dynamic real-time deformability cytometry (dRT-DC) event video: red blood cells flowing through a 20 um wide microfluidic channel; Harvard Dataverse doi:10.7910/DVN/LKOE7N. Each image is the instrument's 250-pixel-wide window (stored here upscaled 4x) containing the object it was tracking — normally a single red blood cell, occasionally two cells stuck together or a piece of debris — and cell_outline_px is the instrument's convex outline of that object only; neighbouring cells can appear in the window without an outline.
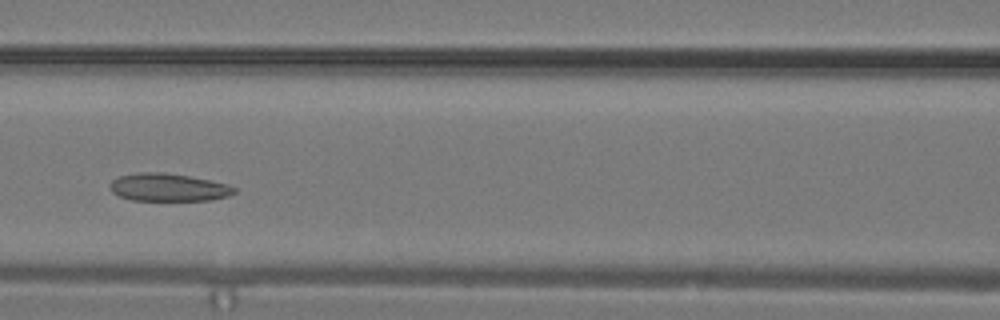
{"species": "common noctule bat (a hibernating species)", "species_latin": "Nyctalus noctula", "temperature_condition": "warm", "stored_images_in_passage": 12, "camera_frame_rate_fps": 3000, "um_per_image_px": 0.085, "animal": {"sex": "male", "body_mass_g": 19.2, "forearm_length_mm": 51.8}, "frame": {"image": 1, "passage_image": 9, "time_ms": 2.667, "image_size_px": [1000, 320], "cell_outline_px": [[236, 192], [228, 196], [208, 200], [132, 200], [120, 196], [112, 192], [112, 180], [120, 176], [136, 172], [164, 172], [188, 176], [228, 184], [236, 188]], "centroid_in_image_um": [14.32, 15.92], "position_along_channel_um": 152.3, "area_um2": 19.88}}
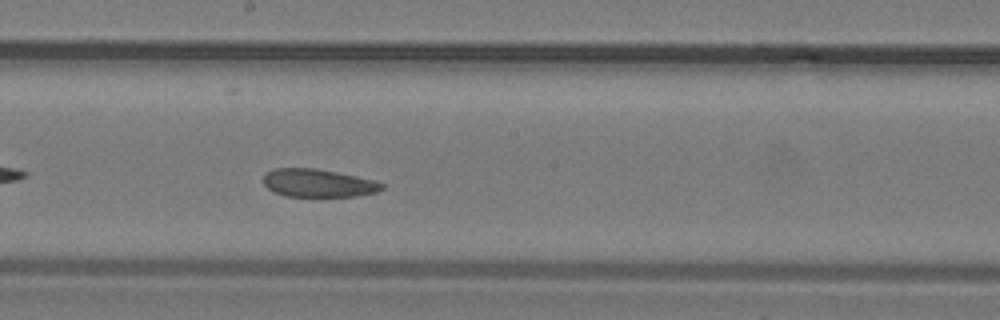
{"frame": {"image": 2, "passage_image": 12, "time_ms": 3.667, "image_size_px": [1000, 320], "cell_outline_px": [[384, 188], [376, 192], [356, 196], [284, 196], [268, 188], [264, 184], [264, 172], [276, 168], [316, 168], [356, 176], [372, 180], [384, 184]], "centroid_in_image_um": [27.02, 15.55], "position_along_channel_um": 221.2, "area_um2": 19.19}}